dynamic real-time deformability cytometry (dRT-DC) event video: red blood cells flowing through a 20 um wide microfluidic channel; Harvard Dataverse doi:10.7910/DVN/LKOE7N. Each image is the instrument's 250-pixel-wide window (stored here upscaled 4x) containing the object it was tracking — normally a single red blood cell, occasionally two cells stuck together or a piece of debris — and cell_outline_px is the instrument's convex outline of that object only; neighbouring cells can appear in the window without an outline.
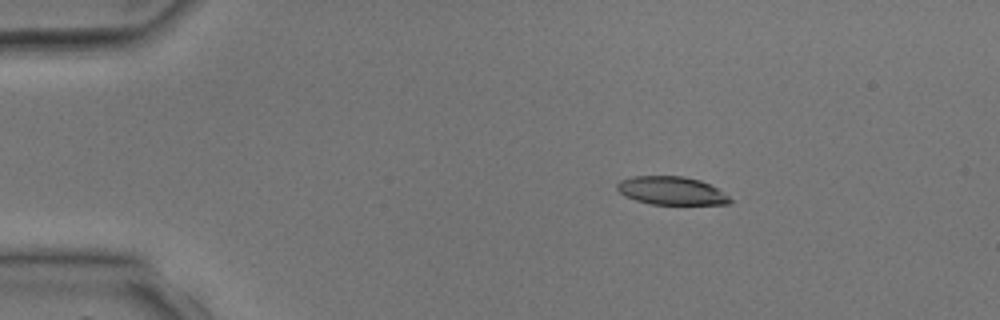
{"species": "common noctule bat (a hibernating species)", "species_latin": "Nyctalus noctula", "temperature_condition": "room temperature", "stored_images_in_passage": 2, "camera_frame_rate_fps": 3000, "um_per_image_px": 0.085, "animal": {"sex": "male", "body_mass_g": 17.9, "forearm_length_mm": 54.2}, "frame": {"image": 1, "passage_image": 1, "time_ms": 0.0, "image_size_px": [1000, 320], "cell_outline_px": [[732, 200], [728, 204], [652, 204], [636, 200], [624, 196], [616, 188], [616, 184], [620, 180], [632, 176], [684, 176], [700, 180], [716, 188], [728, 196]], "centroid_in_image_um": [57.03, 16.2], "position_along_channel_um": 28.0, "area_um2": 18.44}}